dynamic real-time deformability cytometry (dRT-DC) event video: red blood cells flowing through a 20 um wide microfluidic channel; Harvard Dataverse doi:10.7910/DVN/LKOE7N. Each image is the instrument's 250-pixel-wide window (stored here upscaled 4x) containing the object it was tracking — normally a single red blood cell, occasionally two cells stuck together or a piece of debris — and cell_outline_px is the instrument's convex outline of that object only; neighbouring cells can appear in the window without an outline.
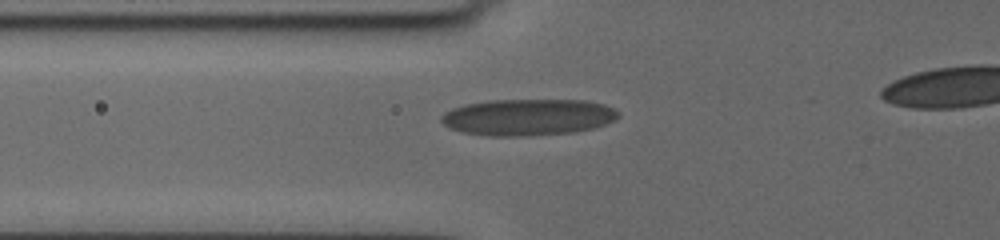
{"species": "human", "species_latin": "Homo sapiens", "temperature_condition": "cold", "stored_images_in_passage": 33, "camera_frame_rate_fps": 3000, "um_per_image_px": 0.085, "donor": {"sex": "female"}, "frame": {"image": 1, "passage_image": 2, "time_ms": 0.333, "image_size_px": [1000, 240], "cell_outline_px": [[620, 116], [616, 120], [592, 128], [576, 132], [524, 136], [488, 136], [460, 132], [448, 128], [440, 120], [440, 116], [444, 112], [452, 108], [464, 104], [488, 100], [584, 100], [604, 104], [620, 112]], "centroid_in_image_um": [44.84, 9.96], "position_along_channel_um": 81.0, "area_um2": 38.09}}
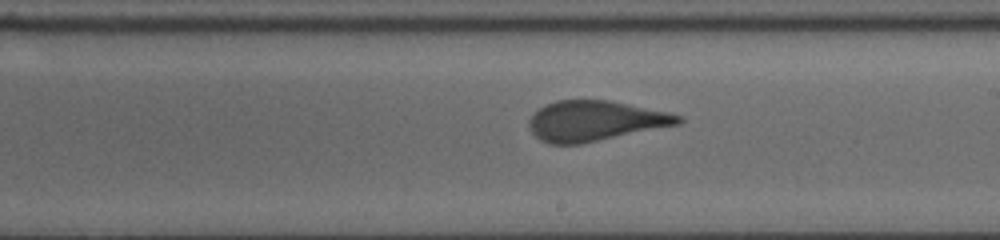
{"frame": {"image": 2, "passage_image": 15, "time_ms": 4.667, "image_size_px": [1000, 240], "cell_outline_px": [[684, 120], [680, 124], [580, 144], [552, 144], [540, 140], [532, 132], [528, 124], [528, 120], [540, 108], [556, 100], [608, 100], [668, 112], [684, 116]], "centroid_in_image_um": [50.6, 10.28], "position_along_channel_um": 238.4, "area_um2": 34.74}}
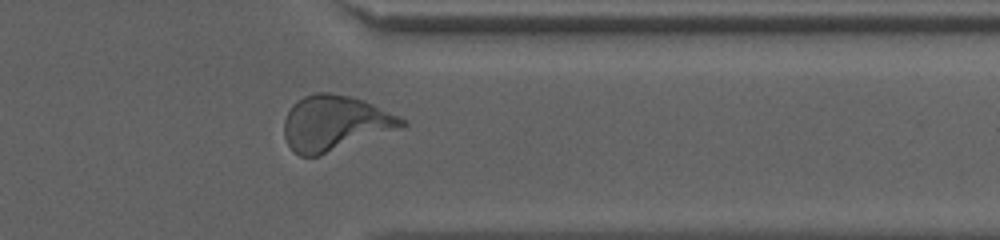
{"frame": {"image": 3, "passage_image": 27, "time_ms": 8.667, "image_size_px": [1000, 240], "cell_outline_px": [[408, 124], [404, 128], [320, 156], [300, 156], [288, 144], [284, 136], [284, 120], [292, 104], [296, 100], [304, 96], [316, 92], [328, 92], [352, 96], [372, 104], [400, 116], [408, 120]], "centroid_in_image_um": [28.52, 10.47], "position_along_channel_um": 382.9, "area_um2": 38.38}}